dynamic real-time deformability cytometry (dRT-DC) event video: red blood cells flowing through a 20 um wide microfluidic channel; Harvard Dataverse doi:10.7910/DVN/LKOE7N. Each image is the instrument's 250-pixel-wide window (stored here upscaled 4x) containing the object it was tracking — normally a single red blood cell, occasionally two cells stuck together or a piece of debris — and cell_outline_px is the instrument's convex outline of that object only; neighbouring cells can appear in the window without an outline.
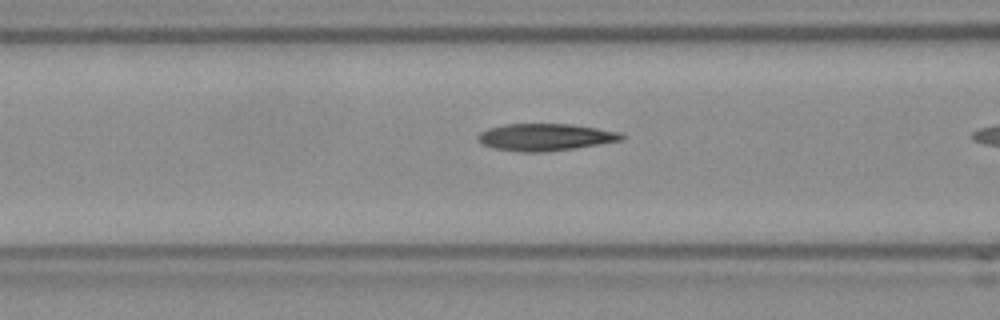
{"species": "Egyptian fruit bat (a non-hibernating species)", "species_latin": "Rousettus aegyptiacus", "temperature_condition": "room temperature", "stored_images_in_passage": 11, "camera_frame_rate_fps": 3000, "um_per_image_px": 0.085, "frame": {"image": 1, "passage_image": 10, "time_ms": 3.0, "image_size_px": [1000, 320], "cell_outline_px": [[628, 136], [624, 140], [572, 148], [544, 152], [520, 152], [492, 148], [480, 144], [476, 140], [476, 136], [480, 132], [488, 128], [504, 124], [572, 124], [620, 132]], "centroid_in_image_um": [46.31, 11.66], "position_along_channel_um": 120.3, "area_um2": 22.89}}